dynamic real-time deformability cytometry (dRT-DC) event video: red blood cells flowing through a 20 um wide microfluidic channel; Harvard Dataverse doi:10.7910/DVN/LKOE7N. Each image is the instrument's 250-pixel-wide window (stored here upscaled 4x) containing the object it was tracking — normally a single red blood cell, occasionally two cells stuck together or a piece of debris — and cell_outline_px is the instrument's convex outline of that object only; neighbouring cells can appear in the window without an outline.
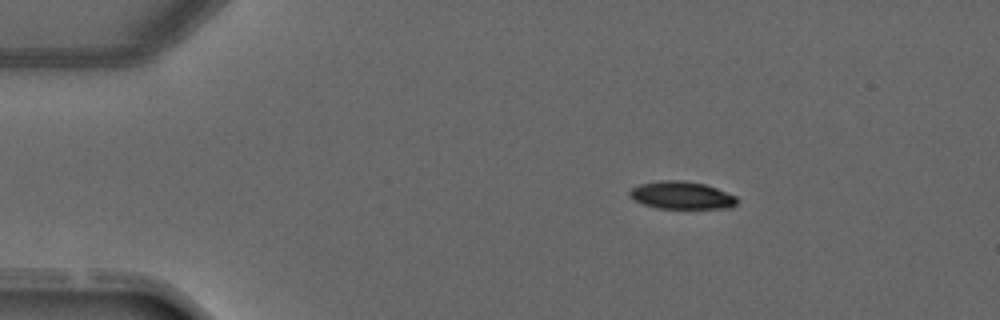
{"species": "common noctule bat (a hibernating species)", "species_latin": "Nyctalus noctula", "temperature_condition": "warm", "stored_images_in_passage": 2, "camera_frame_rate_fps": 3000, "um_per_image_px": 0.085, "animal": {"sex": "male", "forearm_length_mm": 52.5}, "frame": {"image": 1, "passage_image": 2, "time_ms": 2.667, "image_size_px": [1000, 320], "cell_outline_px": [[736, 204], [732, 208], [656, 208], [644, 204], [628, 196], [628, 192], [632, 188], [640, 184], [660, 180], [684, 180], [704, 184], [716, 188], [736, 196]], "centroid_in_image_um": [57.92, 16.59], "position_along_channel_um": 27.1, "area_um2": 17.22}}